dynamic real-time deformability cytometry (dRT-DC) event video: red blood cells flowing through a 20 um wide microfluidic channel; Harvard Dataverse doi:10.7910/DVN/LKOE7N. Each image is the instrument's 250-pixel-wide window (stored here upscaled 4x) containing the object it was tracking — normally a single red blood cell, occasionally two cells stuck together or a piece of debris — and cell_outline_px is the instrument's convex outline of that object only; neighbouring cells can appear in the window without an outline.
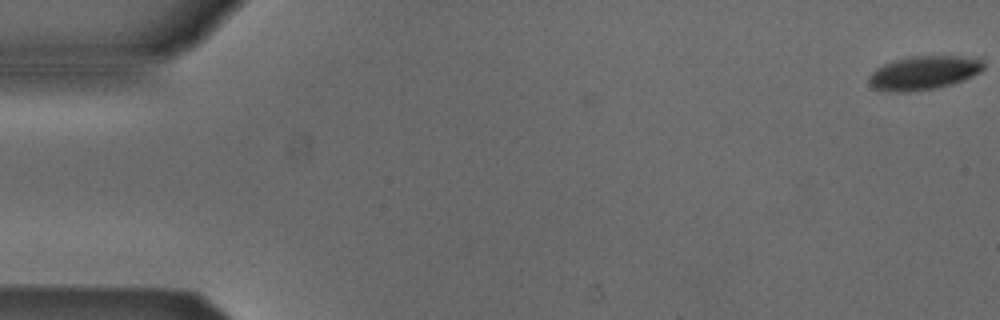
{"species": "Egyptian fruit bat (a non-hibernating species)", "species_latin": "Rousettus aegyptiacus", "temperature_condition": "cold", "stored_images_in_passage": 54, "camera_frame_rate_fps": 3000, "um_per_image_px": 0.085, "animal": {"sex": "male"}, "frame": {"image": 1, "passage_image": 1, "time_ms": 0.0, "image_size_px": [1000, 320], "cell_outline_px": [[984, 68], [980, 72], [964, 80], [952, 84], [932, 88], [908, 92], [888, 92], [876, 88], [868, 80], [868, 76], [876, 68], [884, 64], [908, 56], [956, 56], [984, 60]], "centroid_in_image_um": [78.52, 6.18], "position_along_channel_um": 6.5, "area_um2": 22.37}}
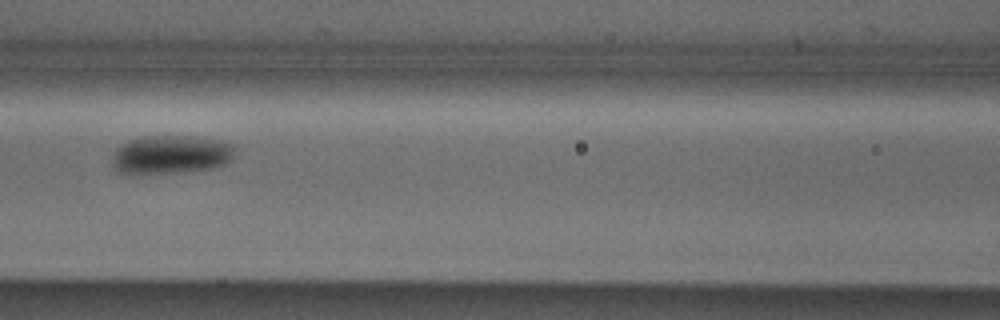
{"frame": {"image": 2, "passage_image": 24, "time_ms": 7.667, "image_size_px": [1000, 320], "cell_outline_px": [[236, 148], [232, 160], [228, 164], [216, 168], [176, 172], [116, 172], [112, 164], [112, 156], [116, 148], [128, 140], [140, 136], [192, 136], [216, 140], [232, 144]], "centroid_in_image_um": [14.56, 13.12], "position_along_channel_um": 152.0, "area_um2": 27.57}}
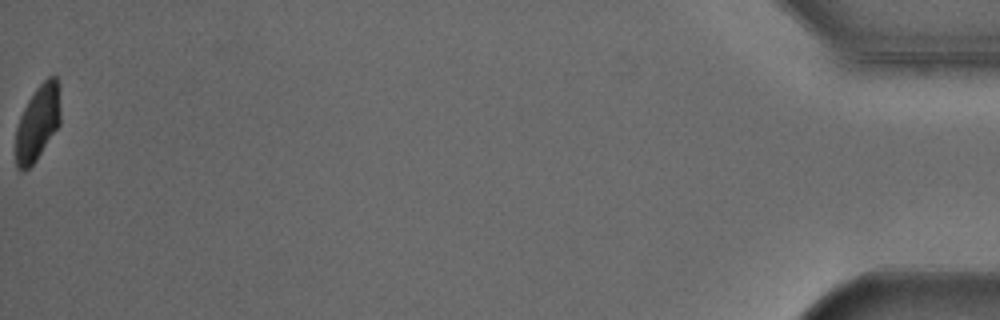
{"frame": {"image": 3, "passage_image": 54, "time_ms": 17.667, "image_size_px": [1000, 320], "cell_outline_px": [[60, 124], [36, 160], [24, 172], [20, 172], [16, 168], [16, 128], [20, 116], [28, 100], [36, 88], [48, 76], [56, 76], [60, 84]], "centroid_in_image_um": [3.21, 10.42], "position_along_channel_um": 432.0, "area_um2": 19.88}, "authors_computed_cell_mechanics": {"area_um2": 24.4783, "velocity_mm_per_s": 3.8542, "shape_relaxation_time_tau1_ms": 2.7071, "shape_relaxation_time_tau2_ms": null, "deformation_change_tau1": 0.0846, "deformation_change_tau2": null}}